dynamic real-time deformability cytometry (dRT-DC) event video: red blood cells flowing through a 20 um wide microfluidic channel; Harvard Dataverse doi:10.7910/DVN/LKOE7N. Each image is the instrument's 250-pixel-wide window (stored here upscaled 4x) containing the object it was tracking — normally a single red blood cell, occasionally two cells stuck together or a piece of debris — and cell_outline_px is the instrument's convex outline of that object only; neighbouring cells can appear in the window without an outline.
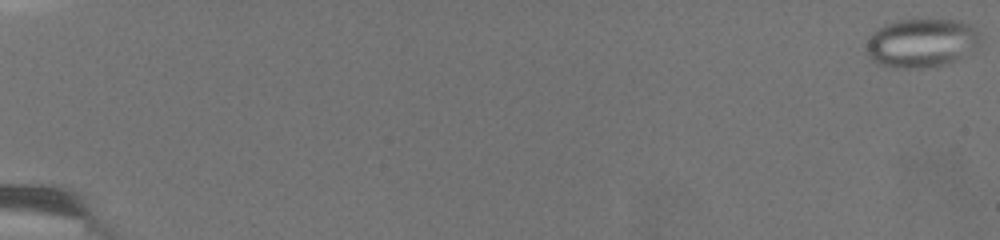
{"species": "common noctule bat (a hibernating species)", "species_latin": "Nyctalus noctula", "temperature_condition": "warm", "stored_images_in_passage": 49, "camera_frame_rate_fps": 3000, "um_per_image_px": 0.085, "animal": {"sex": "female", "body_mass_g": 19.5, "forearm_length_mm": 54.1}, "frame": {"image": 1, "passage_image": 1, "time_ms": 0.0, "image_size_px": [1000, 240], "cell_outline_px": [[980, 40], [976, 44], [960, 56], [952, 60], [940, 64], [920, 68], [908, 68], [880, 64], [872, 60], [868, 52], [868, 40], [872, 32], [884, 24], [900, 20], [956, 20], [968, 24], [980, 32]], "centroid_in_image_um": [78.28, 3.62], "position_along_channel_um": 6.7, "area_um2": 31.27}}
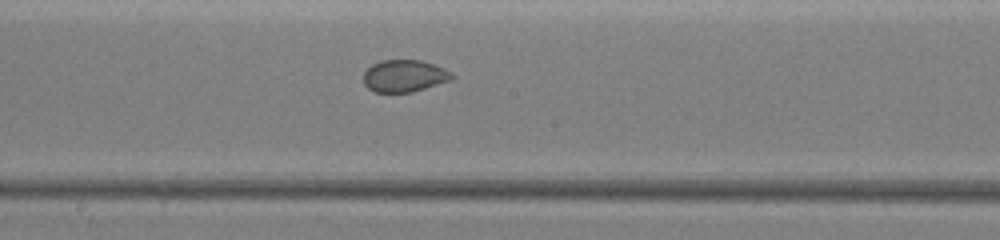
{"frame": {"image": 2, "passage_image": 31, "time_ms": 11.333, "image_size_px": [1000, 240], "cell_outline_px": [[452, 76], [448, 80], [424, 88], [408, 92], [376, 92], [368, 88], [364, 84], [364, 72], [372, 64], [380, 60], [420, 60], [444, 68]], "centroid_in_image_um": [34.29, 6.44], "position_along_channel_um": 213.9, "area_um2": 16.07}}
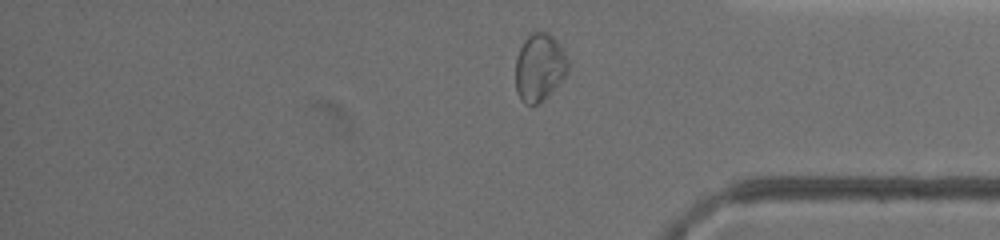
{"frame": {"image": 3, "passage_image": 48, "time_ms": 16.333, "image_size_px": [1000, 240], "cell_outline_px": [[568, 72], [552, 92], [536, 104], [524, 104], [520, 100], [516, 92], [516, 56], [524, 40], [536, 28], [552, 36], [556, 40], [564, 52], [568, 60]], "centroid_in_image_um": [45.84, 5.71], "position_along_channel_um": 389.4, "area_um2": 20.75}, "authors_computed_cell_mechanics": {"area_um2": 20.5768, "velocity_mm_per_s": 3.6842, "shape_relaxation_time_tau1_ms": null, "shape_relaxation_time_tau2_ms": 1.0694, "deformation_change_tau1": null, "deformation_change_tau2": 0.0416}}